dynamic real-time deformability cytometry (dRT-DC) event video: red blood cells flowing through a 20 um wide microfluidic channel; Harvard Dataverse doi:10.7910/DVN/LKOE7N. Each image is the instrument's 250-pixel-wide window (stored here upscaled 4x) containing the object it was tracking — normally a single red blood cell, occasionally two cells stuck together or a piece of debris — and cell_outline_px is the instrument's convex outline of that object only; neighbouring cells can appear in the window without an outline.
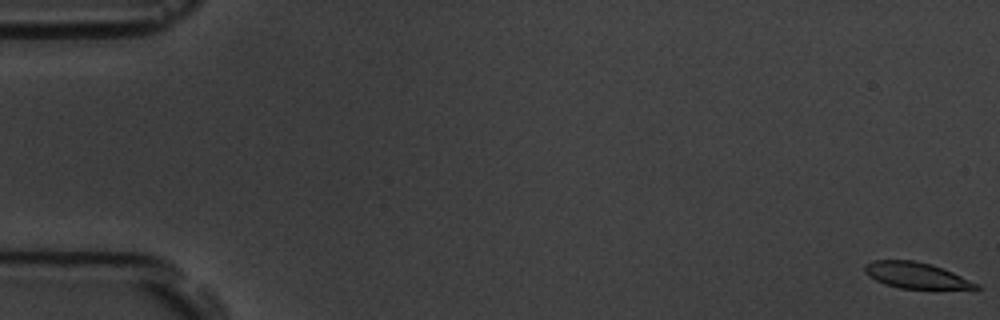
{"species": "common noctule bat (a hibernating species)", "species_latin": "Nyctalus noctula", "temperature_condition": "room temperature", "stored_images_in_passage": 5, "camera_frame_rate_fps": 3000, "um_per_image_px": 0.085, "animal": {"sex": "male", "body_mass_g": 19.5, "forearm_length_mm": 54.6}, "frame": {"image": 1, "passage_image": 1, "time_ms": 0.0, "image_size_px": [1000, 320], "cell_outline_px": [[984, 288], [900, 288], [884, 284], [868, 276], [864, 272], [864, 264], [872, 260], [912, 260], [932, 264], [952, 272], [980, 284]], "centroid_in_image_um": [77.82, 23.39], "position_along_channel_um": 7.2, "area_um2": 16.76}}
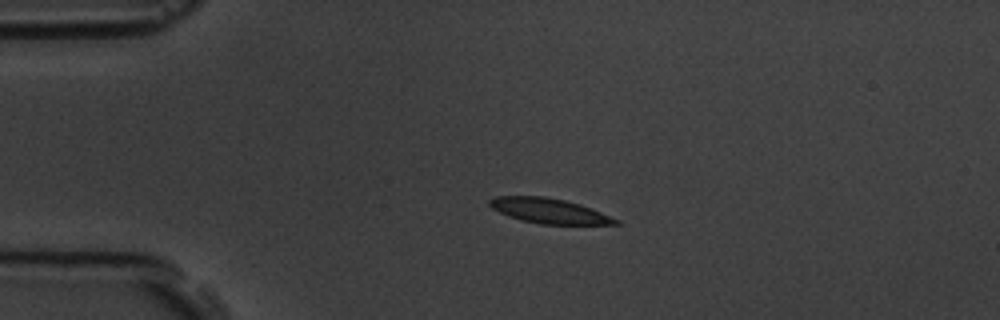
{"frame": {"image": 2, "passage_image": 4, "time_ms": 4.333, "image_size_px": [1000, 320], "cell_outline_px": [[620, 224], [540, 224], [520, 220], [508, 216], [492, 208], [488, 204], [488, 200], [496, 196], [544, 196], [564, 200], [580, 204], [592, 208], [620, 220]], "centroid_in_image_um": [46.67, 17.92], "position_along_channel_um": 38.3, "area_um2": 18.38}}